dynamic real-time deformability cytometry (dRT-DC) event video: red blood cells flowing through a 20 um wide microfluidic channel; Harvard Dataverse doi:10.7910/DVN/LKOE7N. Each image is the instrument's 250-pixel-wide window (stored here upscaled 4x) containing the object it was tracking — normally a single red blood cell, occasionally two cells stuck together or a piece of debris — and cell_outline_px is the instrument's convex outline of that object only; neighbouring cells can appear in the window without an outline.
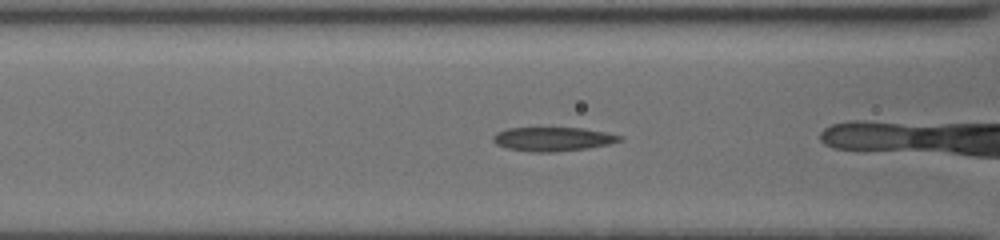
{"species": "common noctule bat (a hibernating species)", "species_latin": "Nyctalus noctula", "temperature_condition": "cold", "stored_images_in_passage": 21, "camera_frame_rate_fps": 3000, "um_per_image_px": 0.085, "animal": {"sex": "female", "body_mass_g": 19.5, "forearm_length_mm": 54.1}, "frame": {"image": 1, "passage_image": 3, "time_ms": 0.667, "image_size_px": [1000, 240], "cell_outline_px": [[620, 140], [608, 144], [588, 148], [556, 152], [528, 152], [504, 148], [496, 144], [492, 140], [492, 136], [496, 132], [508, 128], [580, 128], [604, 132], [620, 136]], "centroid_in_image_um": [46.88, 11.83], "position_along_channel_um": 119.7, "area_um2": 17.63}}
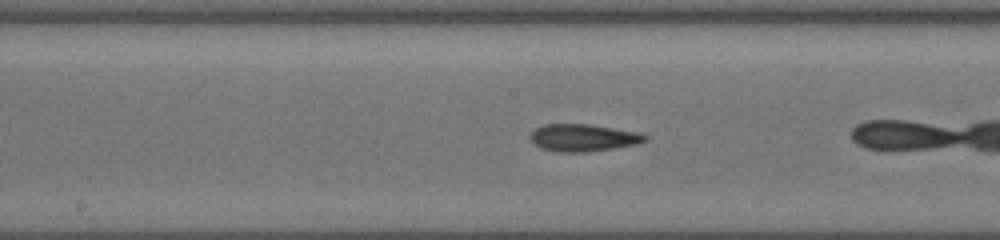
{"frame": {"image": 2, "passage_image": 9, "time_ms": 2.667, "image_size_px": [1000, 240], "cell_outline_px": [[648, 140], [640, 144], [588, 152], [556, 152], [540, 148], [528, 136], [532, 128], [544, 124], [588, 124], [636, 132], [648, 136]], "centroid_in_image_um": [49.54, 11.71], "position_along_channel_um": 198.7, "area_um2": 18.44}}
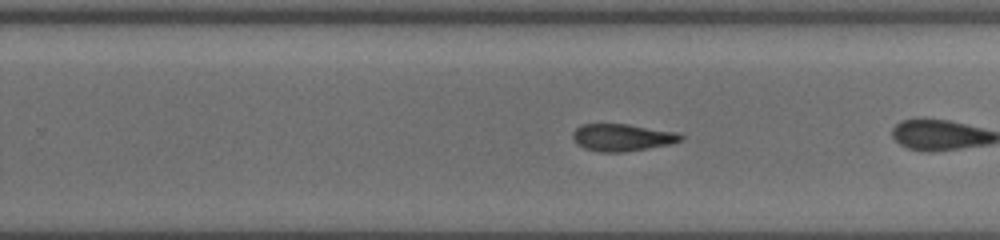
{"frame": {"image": 3, "passage_image": 15, "time_ms": 4.667, "image_size_px": [1000, 240], "cell_outline_px": [[684, 136], [680, 140], [672, 144], [624, 152], [596, 152], [584, 148], [576, 144], [572, 136], [572, 132], [576, 128], [584, 124], [628, 124], [676, 132]], "centroid_in_image_um": [52.86, 11.69], "position_along_channel_um": 276.9, "area_um2": 17.17}}